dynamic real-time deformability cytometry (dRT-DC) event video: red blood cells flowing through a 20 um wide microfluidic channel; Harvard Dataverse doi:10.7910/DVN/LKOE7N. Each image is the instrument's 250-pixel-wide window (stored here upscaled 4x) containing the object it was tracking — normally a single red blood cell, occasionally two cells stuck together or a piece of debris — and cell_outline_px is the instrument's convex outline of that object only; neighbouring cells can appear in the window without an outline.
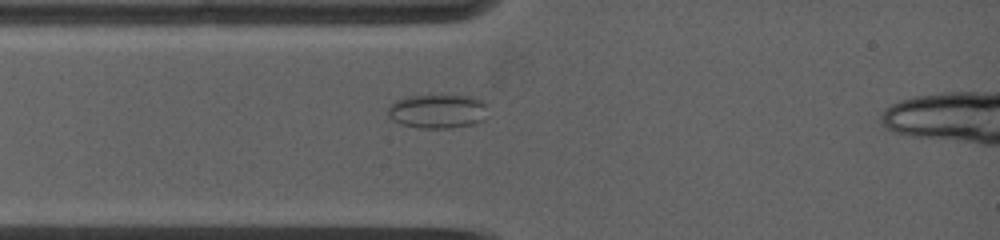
{"species": "common noctule bat (a hibernating species)", "species_latin": "Nyctalus noctula", "temperature_condition": "warm", "stored_images_in_passage": 9, "camera_frame_rate_fps": 5000, "um_per_image_px": 0.085, "animal": {"sex": "female", "body_mass_g": 19.0, "forearm_length_mm": 53.3}, "frame": {"image": 1, "passage_image": 1, "time_ms": 0.0, "image_size_px": [1000, 240], "cell_outline_px": [[488, 104], [480, 120], [472, 124], [452, 128], [420, 128], [404, 124], [392, 120], [388, 116], [388, 108], [396, 100], [408, 96], [440, 92], [472, 96], [484, 100]], "centroid_in_image_um": [37.2, 9.39], "position_along_channel_um": 47.8, "area_um2": 20.46}}
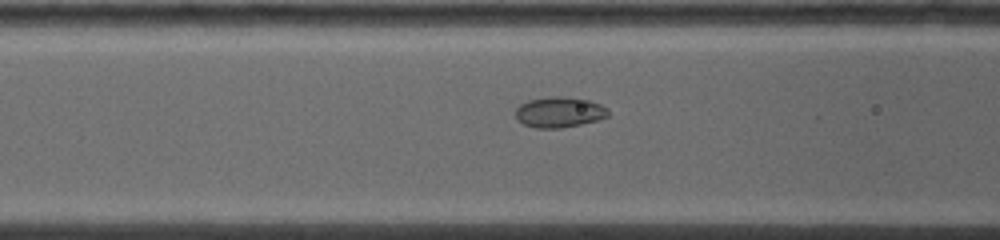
{"frame": {"image": 2, "passage_image": 6, "time_ms": 1.8, "image_size_px": [1000, 240], "cell_outline_px": [[608, 116], [596, 120], [580, 124], [560, 128], [536, 128], [524, 124], [516, 120], [516, 108], [520, 104], [528, 100], [552, 96], [564, 96], [588, 100], [600, 104], [608, 108]], "centroid_in_image_um": [47.52, 9.53], "position_along_channel_um": 119.1, "area_um2": 16.47}}
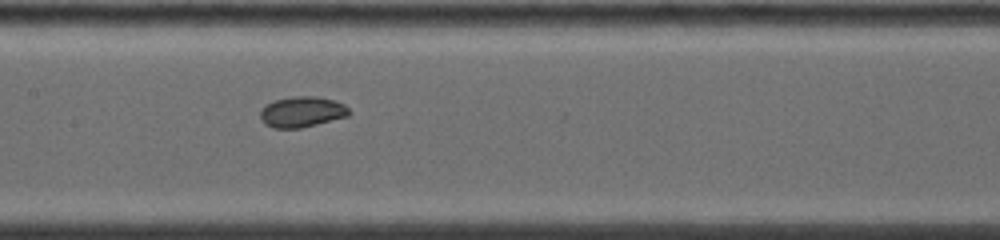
{"frame": {"image": 3, "passage_image": 9, "time_ms": 3.4, "image_size_px": [1000, 240], "cell_outline_px": [[352, 112], [348, 116], [300, 128], [272, 128], [264, 124], [260, 120], [260, 112], [268, 104], [276, 100], [292, 96], [316, 96], [332, 100], [344, 104]], "centroid_in_image_um": [25.67, 9.51], "position_along_channel_um": 181.7, "area_um2": 15.78}}